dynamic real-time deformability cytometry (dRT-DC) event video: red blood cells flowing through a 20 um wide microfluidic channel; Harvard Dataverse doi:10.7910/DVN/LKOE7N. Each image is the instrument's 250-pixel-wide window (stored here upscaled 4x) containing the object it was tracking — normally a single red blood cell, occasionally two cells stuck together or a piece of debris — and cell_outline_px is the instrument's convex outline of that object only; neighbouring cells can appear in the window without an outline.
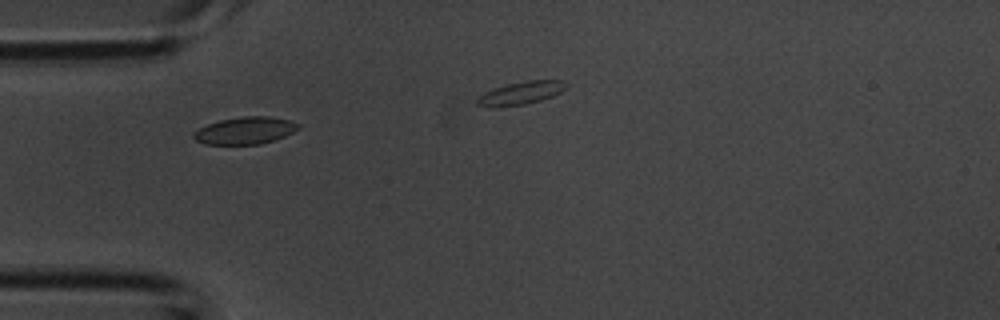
{"species": "common noctule bat (a hibernating species)", "species_latin": "Nyctalus noctula", "temperature_condition": "room temperature", "stored_images_in_passage": 6, "camera_frame_rate_fps": 3000, "um_per_image_px": 0.085, "animal": {"sex": "male", "body_mass_g": 20.1, "forearm_length_mm": 53.5}, "frame": {"image": 1, "passage_image": 1, "time_ms": 0.0, "image_size_px": [1000, 320], "cell_outline_px": [[300, 128], [284, 136], [260, 144], [204, 144], [196, 140], [192, 136], [192, 132], [208, 124], [220, 120], [244, 116], [268, 116], [288, 120], [300, 124]], "centroid_in_image_um": [20.81, 11.09], "position_along_channel_um": 64.2, "area_um2": 16.42}}
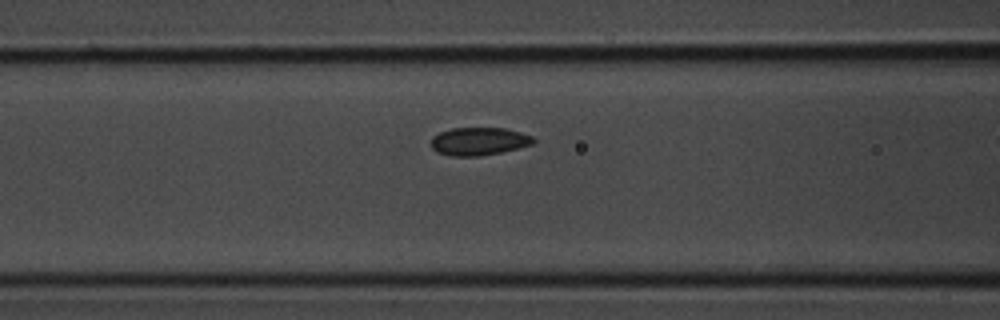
{"frame": {"image": 2, "passage_image": 5, "time_ms": 1.333, "image_size_px": [1000, 320], "cell_outline_px": [[536, 140], [532, 144], [500, 152], [480, 156], [452, 156], [436, 152], [432, 148], [432, 136], [440, 132], [452, 128], [504, 128], [520, 132], [532, 136]], "centroid_in_image_um": [40.68, 12.01], "position_along_channel_um": 125.9, "area_um2": 16.53}}